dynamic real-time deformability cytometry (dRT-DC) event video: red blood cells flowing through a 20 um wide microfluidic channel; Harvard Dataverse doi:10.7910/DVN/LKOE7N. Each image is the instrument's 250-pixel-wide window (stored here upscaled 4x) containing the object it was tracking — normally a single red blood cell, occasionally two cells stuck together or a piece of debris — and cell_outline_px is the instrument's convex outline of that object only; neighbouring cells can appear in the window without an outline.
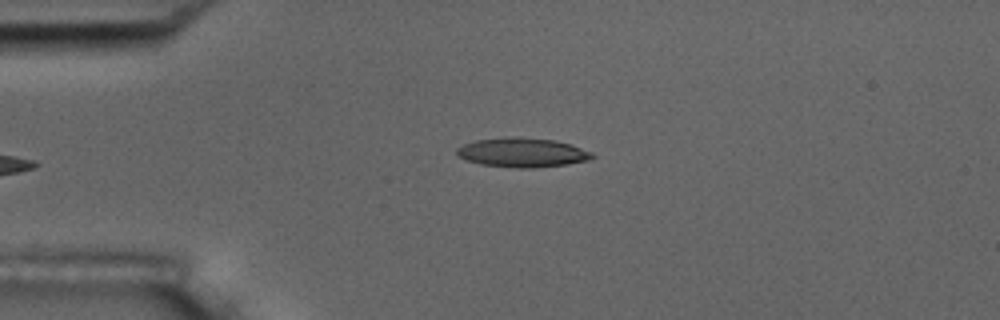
{"species": "common noctule bat (a hibernating species)", "species_latin": "Nyctalus noctula", "temperature_condition": "room temperature", "stored_images_in_passage": 6, "camera_frame_rate_fps": 3000, "um_per_image_px": 0.085, "animal": {"sex": "male", "body_mass_g": 17.5, "forearm_length_mm": 52.3}, "frame": {"image": 1, "passage_image": 6, "time_ms": 6.333, "image_size_px": [1000, 320], "cell_outline_px": [[596, 156], [588, 160], [568, 164], [532, 168], [516, 168], [480, 164], [456, 156], [456, 148], [464, 144], [476, 140], [504, 136], [516, 136], [556, 140], [572, 144], [592, 152]], "centroid_in_image_um": [44.4, 12.95], "position_along_channel_um": 40.6, "area_um2": 23.47}}